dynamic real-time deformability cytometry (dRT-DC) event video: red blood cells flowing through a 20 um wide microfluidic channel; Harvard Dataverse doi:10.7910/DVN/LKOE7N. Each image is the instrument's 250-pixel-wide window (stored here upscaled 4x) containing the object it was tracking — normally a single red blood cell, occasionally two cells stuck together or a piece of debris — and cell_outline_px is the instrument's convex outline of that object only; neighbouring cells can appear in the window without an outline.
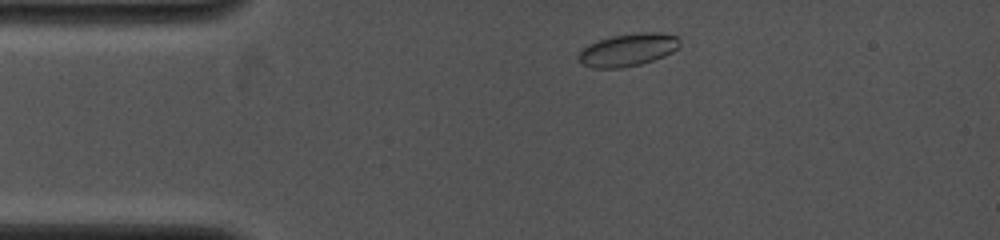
{"species": "common noctule bat (a hibernating species)", "species_latin": "Nyctalus noctula", "temperature_condition": "cold", "stored_images_in_passage": 15, "camera_frame_rate_fps": 4000, "um_per_image_px": 0.085, "animal": {"sex": "female", "body_mass_g": 19.0, "forearm_length_mm": 53.3}, "frame": {"image": 1, "passage_image": 2, "time_ms": 0.5, "image_size_px": [1000, 240], "cell_outline_px": [[680, 48], [664, 56], [640, 64], [620, 68], [592, 68], [580, 64], [576, 56], [588, 44], [612, 36], [640, 32], [660, 32], [676, 36], [680, 40]], "centroid_in_image_um": [53.37, 4.24], "position_along_channel_um": 31.6, "area_um2": 19.36}}
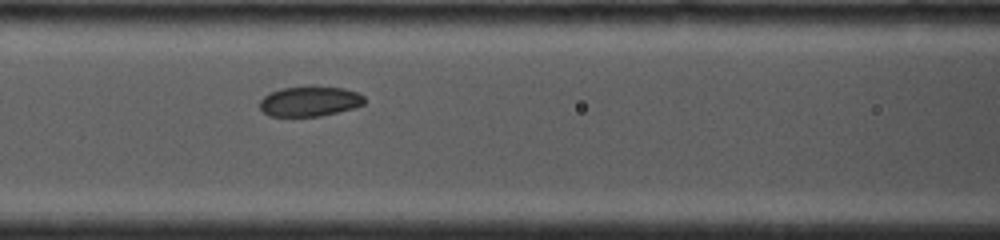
{"frame": {"image": 2, "passage_image": 8, "time_ms": 4.0, "image_size_px": [1000, 240], "cell_outline_px": [[364, 104], [352, 108], [320, 116], [268, 116], [260, 108], [260, 100], [264, 96], [280, 88], [312, 84], [344, 88], [356, 92], [364, 96]], "centroid_in_image_um": [26.31, 8.57], "position_along_channel_um": 140.3, "area_um2": 18.67}}
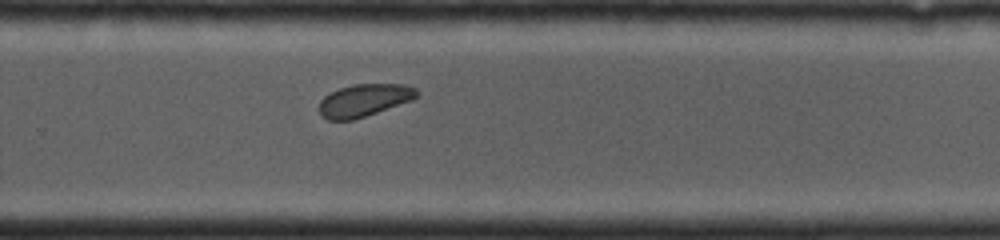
{"frame": {"image": 3, "passage_image": 15, "time_ms": 7.75, "image_size_px": [1000, 240], "cell_outline_px": [[420, 92], [412, 100], [352, 120], [328, 120], [320, 116], [320, 100], [328, 92], [352, 84], [404, 84], [416, 88]], "centroid_in_image_um": [30.93, 8.51], "position_along_channel_um": 298.9, "area_um2": 18.44}}